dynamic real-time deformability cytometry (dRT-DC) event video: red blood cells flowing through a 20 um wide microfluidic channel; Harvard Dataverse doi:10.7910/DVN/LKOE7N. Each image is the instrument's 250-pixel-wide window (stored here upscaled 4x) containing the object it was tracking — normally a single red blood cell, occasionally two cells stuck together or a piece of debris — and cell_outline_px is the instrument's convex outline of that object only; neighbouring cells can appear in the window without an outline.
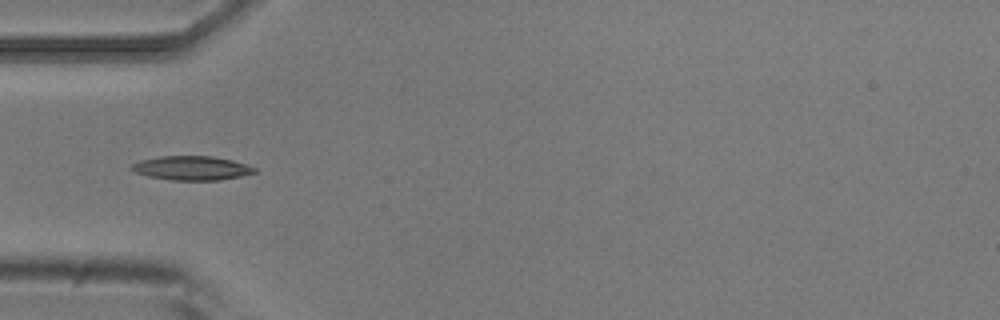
{"species": "common noctule bat (a hibernating species)", "species_latin": "Nyctalus noctula", "temperature_condition": "room temperature", "stored_images_in_passage": 4, "camera_frame_rate_fps": 3000, "um_per_image_px": 0.085, "animal": {"sex": "male", "body_mass_g": 20.5, "forearm_length_mm": 52.5}, "frame": {"image": 1, "passage_image": 4, "time_ms": 1.0, "image_size_px": [1000, 320], "cell_outline_px": [[256, 172], [240, 176], [220, 180], [172, 180], [148, 176], [136, 172], [132, 168], [132, 164], [140, 160], [160, 156], [212, 156], [232, 160], [256, 168]], "centroid_in_image_um": [16.3, 14.28], "position_along_channel_um": 68.7, "area_um2": 17.05}}